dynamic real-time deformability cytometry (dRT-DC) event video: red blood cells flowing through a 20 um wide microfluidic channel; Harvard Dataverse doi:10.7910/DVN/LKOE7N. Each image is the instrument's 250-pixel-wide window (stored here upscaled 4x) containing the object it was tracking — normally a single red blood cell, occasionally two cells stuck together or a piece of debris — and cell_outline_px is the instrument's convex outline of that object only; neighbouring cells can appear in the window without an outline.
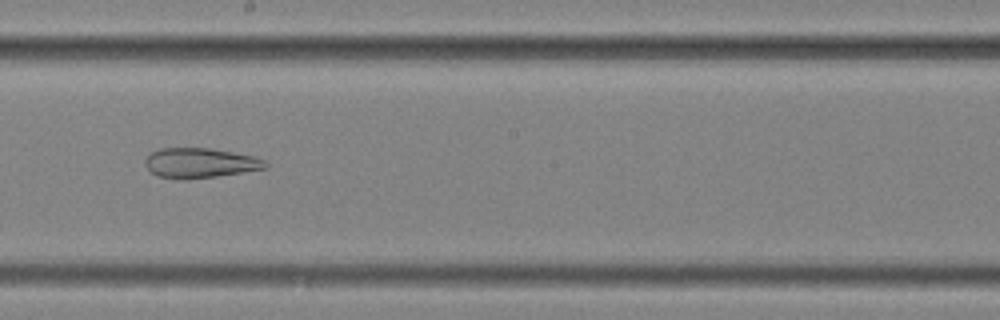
{"species": "common noctule bat (a hibernating species)", "species_latin": "Nyctalus noctula", "temperature_condition": "cold", "stored_images_in_passage": 10, "camera_frame_rate_fps": 3000, "um_per_image_px": 0.085, "animal": {"sex": "female", "body_mass_g": 25.1}, "frame": {"image": 1, "passage_image": 9, "time_ms": 2.667, "image_size_px": [1000, 320], "cell_outline_px": [[268, 168], [216, 176], [184, 180], [180, 180], [156, 176], [144, 164], [144, 160], [152, 152], [160, 148], [208, 148], [232, 152], [252, 156], [264, 160], [268, 164]], "centroid_in_image_um": [16.97, 13.86], "position_along_channel_um": 231.2, "area_um2": 20.92}}